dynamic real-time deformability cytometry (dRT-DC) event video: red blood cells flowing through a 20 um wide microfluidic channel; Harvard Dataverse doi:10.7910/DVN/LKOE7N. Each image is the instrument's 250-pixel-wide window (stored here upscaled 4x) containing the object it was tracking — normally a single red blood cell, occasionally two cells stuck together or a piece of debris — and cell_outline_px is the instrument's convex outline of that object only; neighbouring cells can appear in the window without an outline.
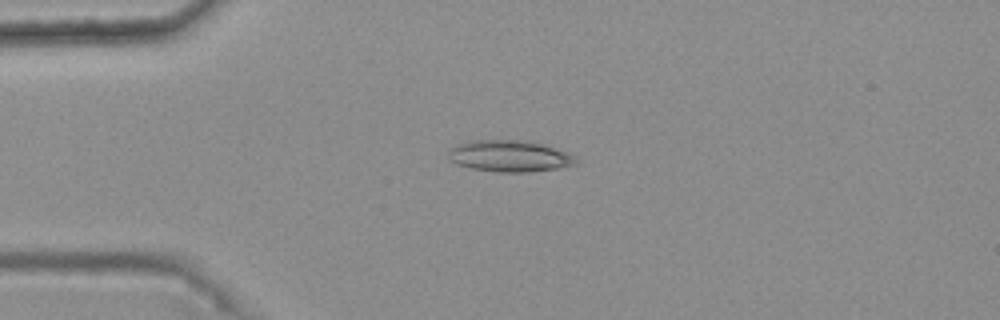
{"species": "common noctule bat (a hibernating species)", "species_latin": "Nyctalus noctula", "temperature_condition": "warm", "stored_images_in_passage": 35, "camera_frame_rate_fps": 3000, "um_per_image_px": 0.085, "animal": {"sex": "female", "body_mass_g": 25.1}, "frame": {"image": 1, "passage_image": 1, "time_ms": 0.0, "image_size_px": [1000, 320], "cell_outline_px": [[580, 160], [576, 164], [560, 168], [528, 172], [496, 172], [472, 168], [456, 164], [448, 160], [448, 152], [456, 144], [472, 140], [532, 140], [576, 156]], "centroid_in_image_um": [43.32, 13.26], "position_along_channel_um": 41.7, "area_um2": 23.7}}
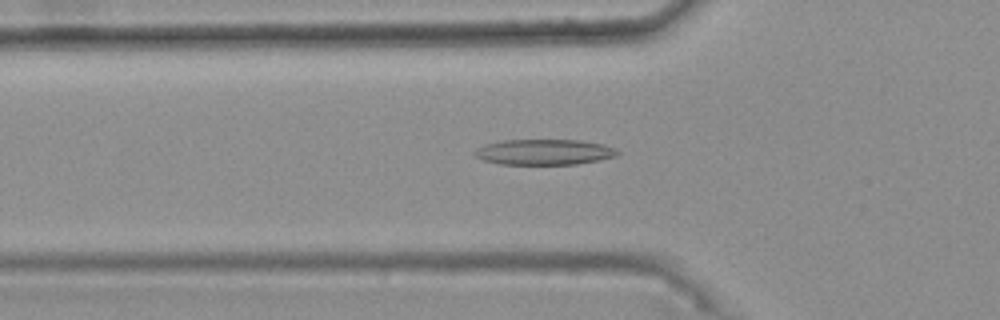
{"frame": {"image": 2, "passage_image": 6, "time_ms": 1.667, "image_size_px": [1000, 320], "cell_outline_px": [[620, 152], [616, 156], [600, 160], [576, 164], [500, 164], [484, 160], [476, 156], [472, 152], [476, 148], [484, 144], [500, 140], [580, 140], [604, 144], [616, 148]], "centroid_in_image_um": [46.26, 12.91], "position_along_channel_um": 79.5, "area_um2": 21.44}}
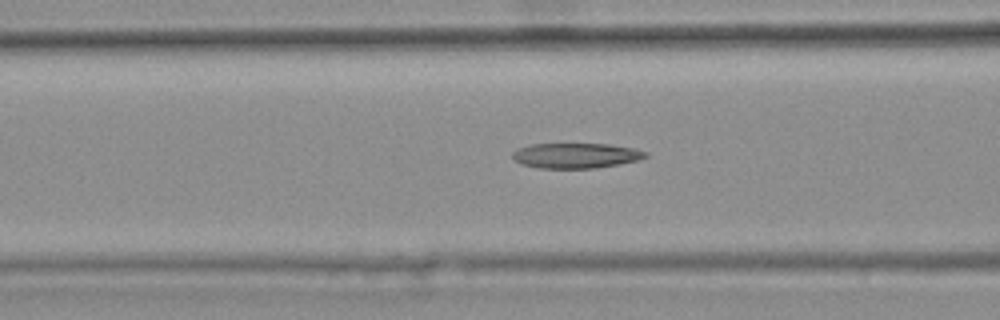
{"frame": {"image": 3, "passage_image": 9, "time_ms": 2.667, "image_size_px": [1000, 320], "cell_outline_px": [[648, 156], [636, 160], [596, 168], [540, 168], [520, 164], [512, 156], [512, 152], [516, 148], [528, 144], [608, 144], [632, 148], [648, 152]], "centroid_in_image_um": [48.89, 13.22], "position_along_channel_um": 117.7, "area_um2": 19.42}, "authors_computed_cell_mechanics": {"area_um2": 19.4786, "velocity_mm_per_s": 3.7623, "shape_relaxation_time_tau1_ms": null, "shape_relaxation_time_tau2_ms": 3.5594, "deformation_change_tau1": null, "deformation_change_tau2": 0.1493}}